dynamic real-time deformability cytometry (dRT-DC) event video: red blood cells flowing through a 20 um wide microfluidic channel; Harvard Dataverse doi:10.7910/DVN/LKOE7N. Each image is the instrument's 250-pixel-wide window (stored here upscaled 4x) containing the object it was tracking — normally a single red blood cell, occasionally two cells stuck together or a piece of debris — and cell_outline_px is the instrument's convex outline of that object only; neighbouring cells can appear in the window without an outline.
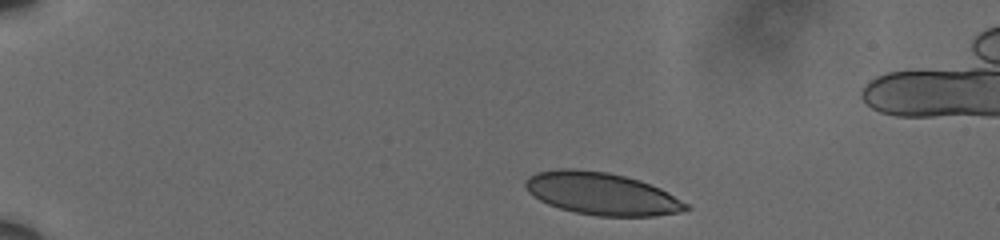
{"species": "human", "species_latin": "Homo sapiens", "temperature_condition": "cold", "stored_images_in_passage": 10, "camera_frame_rate_fps": 3000, "um_per_image_px": 0.085, "donor": {"sex": "male"}, "frame": {"image": 1, "passage_image": 1, "time_ms": 0.0, "image_size_px": [1000, 240], "cell_outline_px": [[692, 208], [680, 212], [656, 216], [596, 216], [576, 212], [560, 208], [548, 204], [540, 200], [528, 192], [524, 184], [524, 180], [528, 176], [536, 172], [560, 168], [572, 168], [608, 172], [640, 180], [660, 188], [668, 192], [688, 204]], "centroid_in_image_um": [51.13, 16.46], "position_along_channel_um": 33.9, "area_um2": 39.82}}
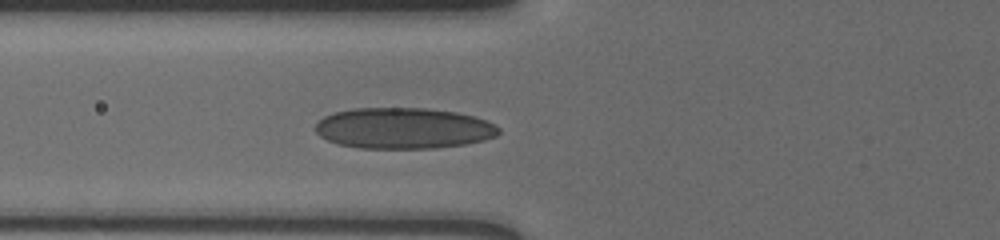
{"frame": {"image": 2, "passage_image": 7, "time_ms": 2.0, "image_size_px": [1000, 240], "cell_outline_px": [[500, 132], [496, 136], [484, 140], [464, 144], [432, 148], [360, 148], [336, 144], [320, 136], [316, 132], [316, 124], [324, 116], [336, 112], [352, 108], [424, 108], [456, 112], [476, 116], [500, 128]], "centroid_in_image_um": [34.29, 10.9], "position_along_channel_um": 91.5, "area_um2": 43.7}}
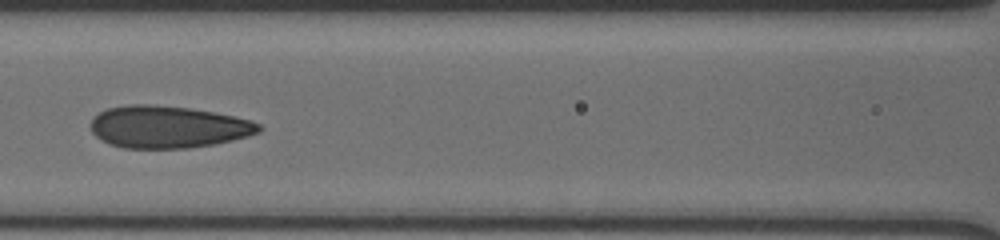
{"frame": {"image": 3, "passage_image": 9, "time_ms": 2.667, "image_size_px": [1000, 240], "cell_outline_px": [[264, 128], [260, 132], [248, 136], [232, 140], [212, 144], [188, 148], [124, 148], [108, 144], [100, 140], [92, 132], [88, 124], [100, 112], [108, 108], [128, 104], [148, 104], [188, 108], [212, 112], [252, 120], [260, 124]], "centroid_in_image_um": [14.26, 10.79], "position_along_channel_um": 152.3, "area_um2": 41.38}}